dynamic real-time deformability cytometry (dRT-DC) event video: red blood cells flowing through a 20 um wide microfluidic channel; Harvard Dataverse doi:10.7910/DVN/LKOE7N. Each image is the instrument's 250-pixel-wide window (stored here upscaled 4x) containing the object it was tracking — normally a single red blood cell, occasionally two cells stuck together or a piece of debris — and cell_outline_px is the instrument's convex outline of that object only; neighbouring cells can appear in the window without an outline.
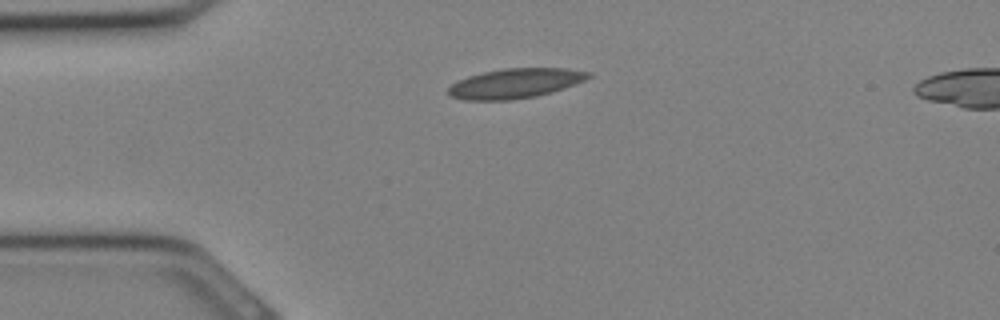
{"species": "Egyptian fruit bat (a non-hibernating species)", "species_latin": "Rousettus aegyptiacus", "temperature_condition": "cold", "stored_images_in_passage": 26, "segment_of_instrument_passage": [1, 2], "camera_frame_rate_fps": 3000, "um_per_image_px": 0.085, "animal": {"sex": "female"}, "frame": {"image": 1, "passage_image": 1, "time_ms": 0.0, "image_size_px": [1000, 320], "cell_outline_px": [[592, 76], [576, 84], [552, 92], [536, 96], [512, 100], [464, 100], [448, 96], [448, 88], [452, 84], [468, 76], [484, 72], [504, 68], [568, 68], [592, 72]], "centroid_in_image_um": [43.82, 7.08], "position_along_channel_um": 41.2, "area_um2": 24.39}}
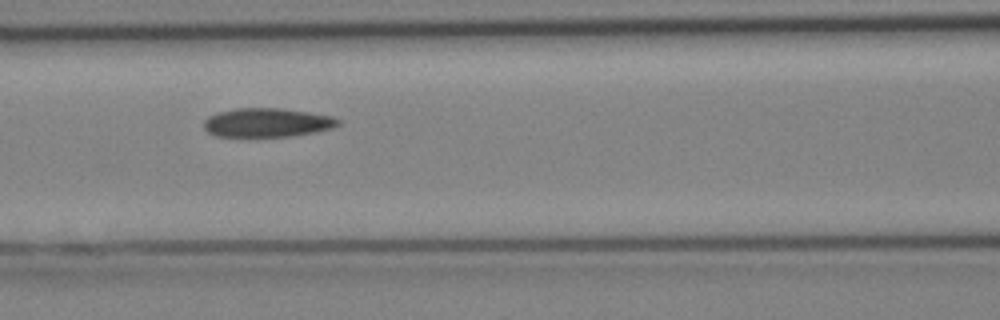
{"frame": {"image": 2, "passage_image": 7, "time_ms": 2.0, "image_size_px": [1000, 320], "cell_outline_px": [[340, 124], [332, 128], [316, 132], [296, 136], [216, 136], [208, 132], [204, 128], [204, 120], [208, 116], [220, 112], [236, 108], [280, 108], [308, 112], [332, 116], [340, 120]], "centroid_in_image_um": [22.73, 10.42], "position_along_channel_um": 143.9, "area_um2": 22.6}}
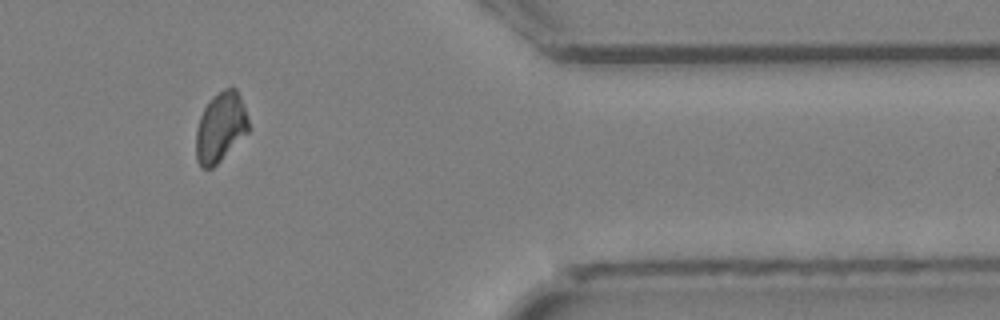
{"frame": {"image": 3, "passage_image": 20, "time_ms": 6.333, "image_size_px": [1000, 320], "cell_outline_px": [[248, 132], [212, 168], [200, 168], [196, 160], [196, 132], [200, 116], [204, 108], [212, 96], [224, 88], [232, 84], [236, 88], [240, 96], [248, 120]], "centroid_in_image_um": [18.72, 10.79], "position_along_channel_um": 392.7, "area_um2": 21.27}}